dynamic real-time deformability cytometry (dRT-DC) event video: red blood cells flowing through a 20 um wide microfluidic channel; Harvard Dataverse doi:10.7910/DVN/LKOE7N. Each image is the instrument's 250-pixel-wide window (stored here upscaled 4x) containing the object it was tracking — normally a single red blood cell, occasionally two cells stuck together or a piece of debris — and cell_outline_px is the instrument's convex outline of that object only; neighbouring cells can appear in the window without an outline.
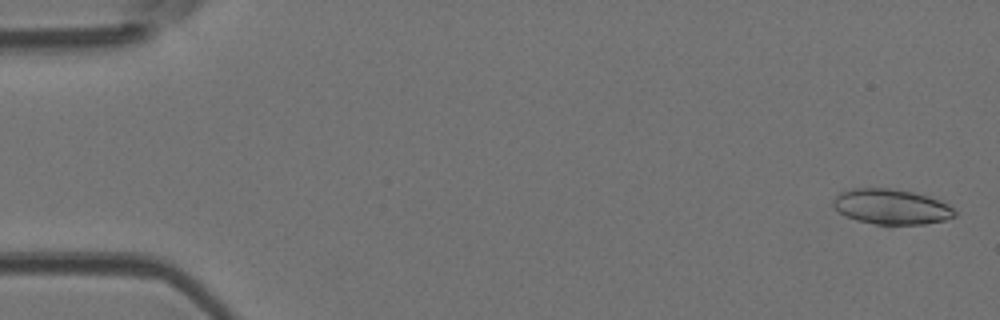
{"species": "Egyptian fruit bat (a non-hibernating species)", "species_latin": "Rousettus aegyptiacus", "temperature_condition": "room temperature", "stored_images_in_passage": 5, "camera_frame_rate_fps": 3000, "um_per_image_px": 0.085, "animal": {"sex": "female"}, "frame": {"image": 1, "passage_image": 1, "time_ms": 0.0, "image_size_px": [1000, 320], "cell_outline_px": [[956, 216], [944, 220], [924, 224], [888, 228], [856, 220], [844, 216], [832, 204], [832, 200], [840, 192], [852, 188], [888, 188], [912, 192], [928, 196], [940, 200], [948, 204], [956, 212]], "centroid_in_image_um": [75.76, 17.62], "position_along_channel_um": 9.2, "area_um2": 25.72}}